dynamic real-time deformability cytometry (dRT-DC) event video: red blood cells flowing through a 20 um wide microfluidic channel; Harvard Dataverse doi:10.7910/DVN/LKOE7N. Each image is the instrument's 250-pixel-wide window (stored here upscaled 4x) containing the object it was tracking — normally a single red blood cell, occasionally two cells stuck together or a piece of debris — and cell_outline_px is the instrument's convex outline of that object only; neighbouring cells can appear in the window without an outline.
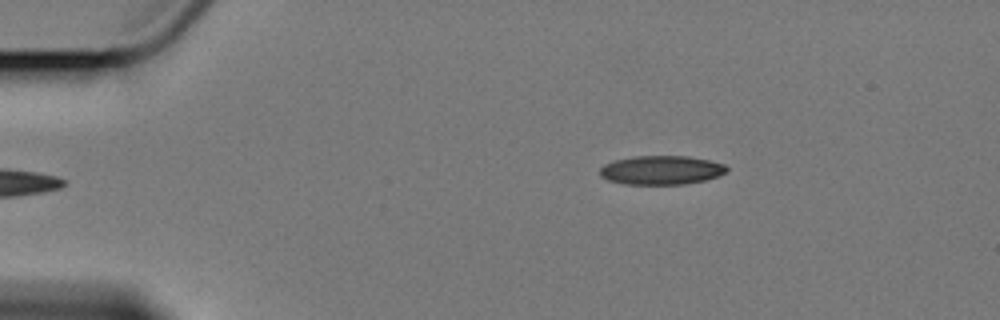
{"species": "Egyptian fruit bat (a non-hibernating species)", "species_latin": "Rousettus aegyptiacus", "temperature_condition": "cold", "stored_images_in_passage": 3, "camera_frame_rate_fps": 3000, "um_per_image_px": 0.085, "animal": {"sex": "female"}, "frame": {"image": 1, "passage_image": 3, "time_ms": 2.667, "image_size_px": [1000, 320], "cell_outline_px": [[728, 172], [704, 180], [684, 184], [624, 184], [608, 180], [600, 176], [600, 168], [604, 164], [616, 160], [632, 156], [688, 156], [708, 160], [724, 164], [728, 168]], "centroid_in_image_um": [56.2, 14.45], "position_along_channel_um": 28.8, "area_um2": 21.33}}